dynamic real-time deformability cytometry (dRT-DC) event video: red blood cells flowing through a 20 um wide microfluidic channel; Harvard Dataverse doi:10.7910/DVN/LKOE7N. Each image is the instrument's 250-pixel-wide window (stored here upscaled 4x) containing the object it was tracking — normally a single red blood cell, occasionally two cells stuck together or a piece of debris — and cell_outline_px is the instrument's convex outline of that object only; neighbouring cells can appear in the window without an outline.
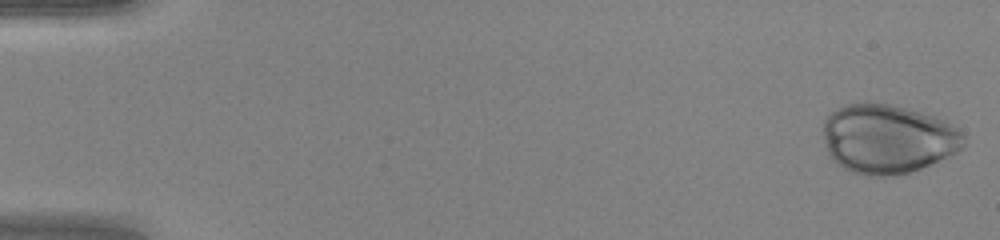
{"species": "human", "species_latin": "Homo sapiens", "temperature_condition": "warm", "stored_images_in_passage": 42, "camera_frame_rate_fps": 3000, "um_per_image_px": 0.085, "donor": {"sex": "female"}, "frame": {"image": 1, "passage_image": 1, "time_ms": 0.0, "image_size_px": [1000, 240], "cell_outline_px": [[964, 144], [956, 152], [920, 168], [908, 172], [884, 176], [868, 176], [852, 172], [844, 168], [832, 160], [828, 152], [824, 140], [824, 120], [832, 112], [848, 104], [888, 104], [908, 108], [936, 116], [948, 120], [964, 136]], "centroid_in_image_um": [75.46, 11.8], "position_along_channel_um": 9.5, "area_um2": 56.07}}
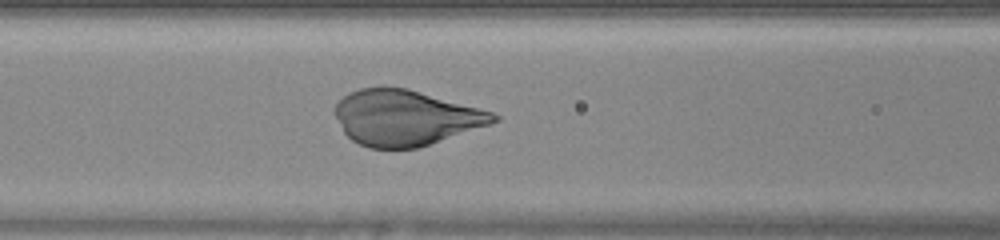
{"frame": {"image": 2, "passage_image": 21, "time_ms": 6.667, "image_size_px": [1000, 240], "cell_outline_px": [[500, 120], [416, 148], [368, 148], [352, 140], [344, 132], [332, 112], [336, 104], [348, 92], [360, 88], [408, 88], [492, 112], [500, 116]], "centroid_in_image_um": [34.4, 10.0], "position_along_channel_um": 132.2, "area_um2": 50.52}}
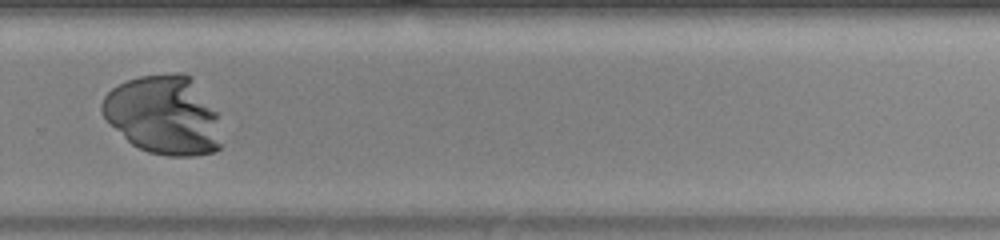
{"frame": {"image": 3, "passage_image": 34, "time_ms": 11.0, "image_size_px": [1000, 240], "cell_outline_px": [[224, 144], [216, 152], [192, 156], [168, 156], [148, 152], [132, 144], [104, 116], [100, 108], [100, 104], [104, 96], [112, 88], [128, 80], [140, 76], [176, 72], [184, 72], [188, 76], [216, 112]], "centroid_in_image_um": [13.94, 9.8], "position_along_channel_um": 315.9, "area_um2": 54.56}}